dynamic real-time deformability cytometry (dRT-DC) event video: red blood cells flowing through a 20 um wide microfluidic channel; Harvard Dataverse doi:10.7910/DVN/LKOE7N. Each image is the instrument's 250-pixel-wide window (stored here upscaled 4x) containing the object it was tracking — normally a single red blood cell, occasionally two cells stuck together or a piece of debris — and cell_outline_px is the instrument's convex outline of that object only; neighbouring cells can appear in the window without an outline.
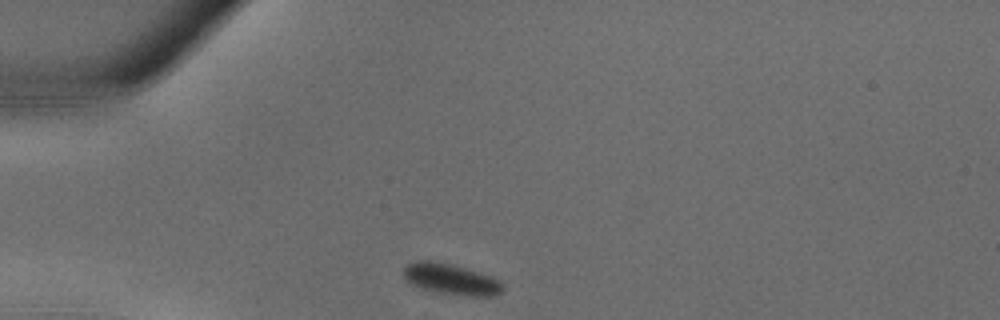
{"species": "common noctule bat (a hibernating species)", "species_latin": "Nyctalus noctula", "temperature_condition": "warm", "stored_images_in_passage": 28, "camera_frame_rate_fps": 3000, "um_per_image_px": 0.085, "animal": {"sex": "male", "body_mass_g": 18.8}, "frame": {"image": 1, "passage_image": 1, "time_ms": 0.0, "image_size_px": [1000, 320], "cell_outline_px": [[504, 288], [496, 296], [472, 296], [436, 292], [420, 288], [412, 284], [404, 276], [404, 268], [408, 264], [416, 260], [428, 260], [452, 264], [480, 272], [500, 280]], "centroid_in_image_um": [38.36, 23.73], "position_along_channel_um": 46.6, "area_um2": 17.8}}
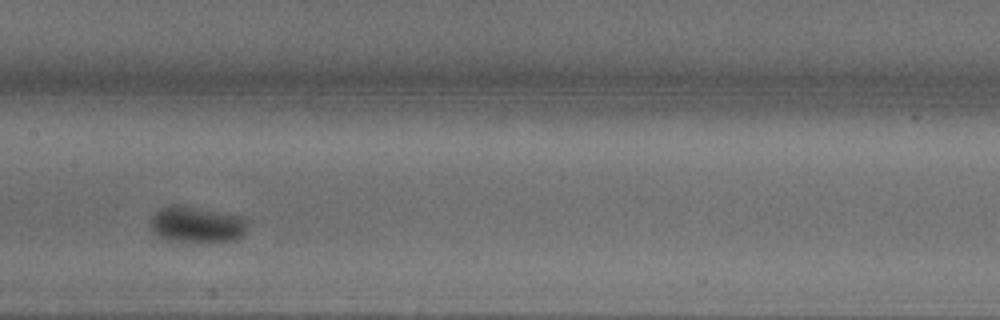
{"frame": {"image": 2, "passage_image": 10, "time_ms": 3.0, "image_size_px": [1000, 320], "cell_outline_px": [[252, 220], [244, 232], [236, 240], [180, 244], [164, 240], [152, 228], [152, 216], [160, 208], [172, 204], [180, 204], [240, 216]], "centroid_in_image_um": [16.75, 19.11], "position_along_channel_um": 190.7, "area_um2": 21.04}}
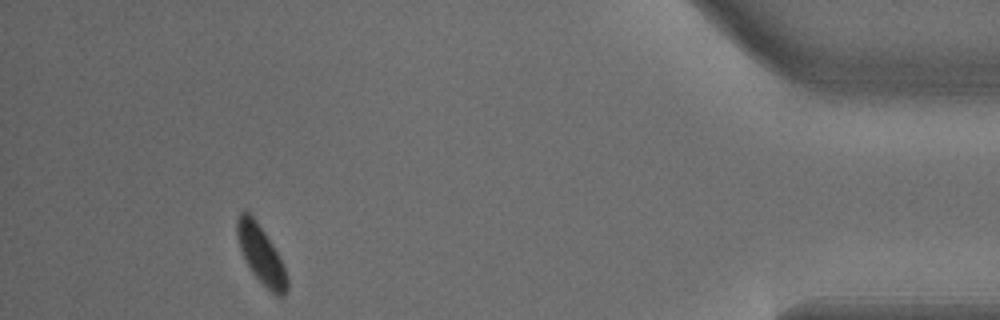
{"frame": {"image": 3, "passage_image": 25, "time_ms": 8.0, "image_size_px": [1000, 320], "cell_outline_px": [[288, 292], [284, 296], [276, 296], [252, 272], [240, 248], [236, 236], [236, 220], [240, 212], [248, 212], [256, 220], [272, 244], [284, 268], [288, 280]], "centroid_in_image_um": [22.18, 21.64], "position_along_channel_um": 413.0, "area_um2": 16.47}}